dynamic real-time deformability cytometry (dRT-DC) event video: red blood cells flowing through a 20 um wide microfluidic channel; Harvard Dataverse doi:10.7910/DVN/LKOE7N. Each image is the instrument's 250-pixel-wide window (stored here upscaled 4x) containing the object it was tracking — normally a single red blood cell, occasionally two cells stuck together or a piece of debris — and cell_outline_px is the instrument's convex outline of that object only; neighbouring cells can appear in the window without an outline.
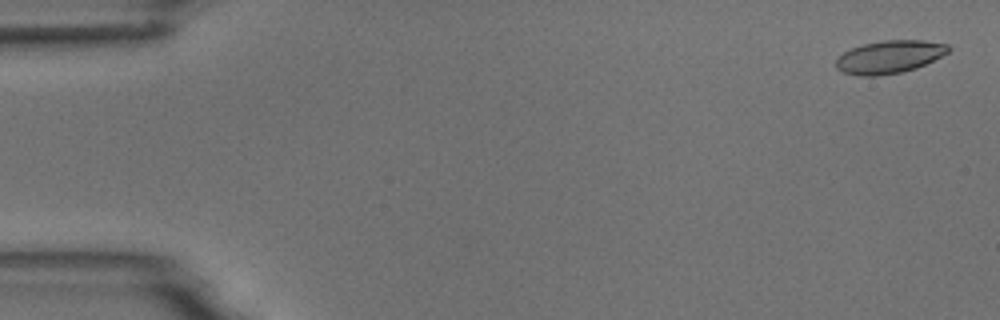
{"species": "common noctule bat (a hibernating species)", "species_latin": "Nyctalus noctula", "temperature_condition": "room temperature", "stored_images_in_passage": 5, "camera_frame_rate_fps": 3000, "um_per_image_px": 0.085, "animal": {"sex": "male", "body_mass_g": 18.8}, "frame": {"image": 1, "passage_image": 1, "time_ms": 0.0, "image_size_px": [1000, 320], "cell_outline_px": [[952, 48], [948, 52], [916, 68], [900, 72], [876, 76], [860, 76], [844, 72], [836, 68], [836, 60], [844, 52], [852, 48], [864, 44], [884, 40], [924, 40], [948, 44]], "centroid_in_image_um": [75.61, 4.83], "position_along_channel_um": 9.4, "area_um2": 21.27}}
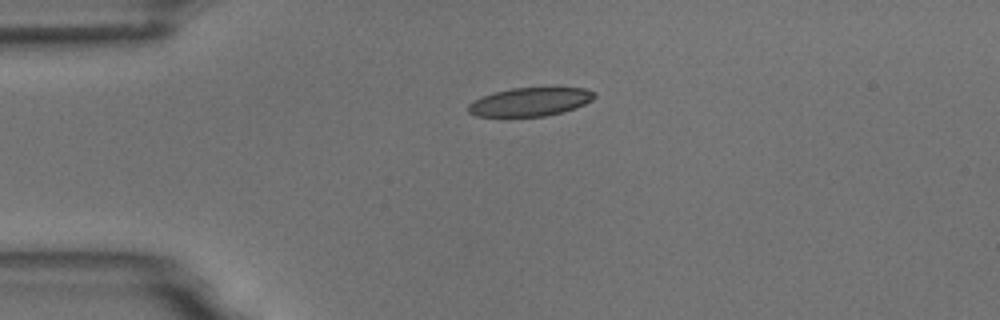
{"frame": {"image": 2, "passage_image": 4, "time_ms": 3.667, "image_size_px": [1000, 320], "cell_outline_px": [[596, 96], [592, 100], [576, 108], [544, 116], [476, 116], [468, 112], [468, 104], [484, 96], [496, 92], [512, 88], [584, 88], [596, 92]], "centroid_in_image_um": [45.09, 8.65], "position_along_channel_um": 39.9, "area_um2": 20.63}}